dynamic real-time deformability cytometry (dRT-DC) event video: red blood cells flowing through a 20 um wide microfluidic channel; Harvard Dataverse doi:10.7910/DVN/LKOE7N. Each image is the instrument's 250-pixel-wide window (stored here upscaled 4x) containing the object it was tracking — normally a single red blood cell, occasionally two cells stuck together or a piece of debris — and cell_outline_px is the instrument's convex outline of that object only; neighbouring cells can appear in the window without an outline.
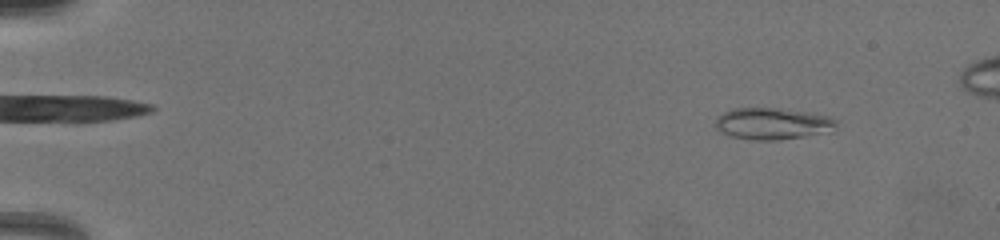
{"species": "common noctule bat (a hibernating species)", "species_latin": "Nyctalus noctula", "temperature_condition": "warm", "stored_images_in_passage": 33, "segment_of_instrument_passage": [1, 2], "camera_frame_rate_fps": 3000, "um_per_image_px": 0.085, "animal": {"sex": "female", "body_mass_g": 19.5, "forearm_length_mm": 54.1}, "frame": {"image": 1, "passage_image": 4, "time_ms": 1.333, "image_size_px": [1000, 240], "cell_outline_px": [[836, 132], [780, 140], [752, 140], [732, 136], [720, 132], [712, 124], [724, 112], [736, 108], [776, 108], [804, 112], [828, 116], [836, 120]], "centroid_in_image_um": [65.7, 10.53], "position_along_channel_um": 19.3, "area_um2": 22.48}}
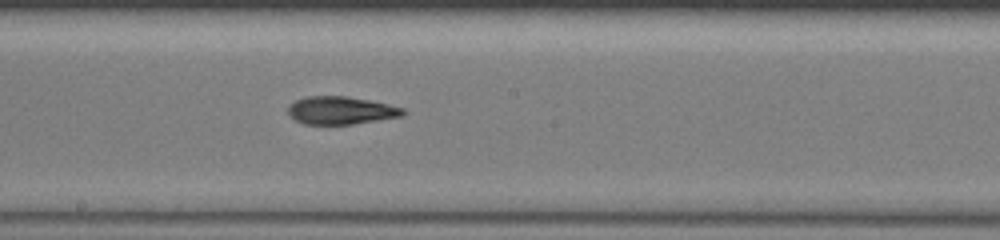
{"frame": {"image": 2, "passage_image": 15, "time_ms": 9.667, "image_size_px": [1000, 240], "cell_outline_px": [[408, 112], [400, 116], [352, 124], [304, 124], [296, 120], [288, 112], [288, 108], [296, 100], [308, 96], [348, 96], [388, 104], [404, 108]], "centroid_in_image_um": [29.0, 9.38], "position_along_channel_um": 219.2, "area_um2": 18.38}}
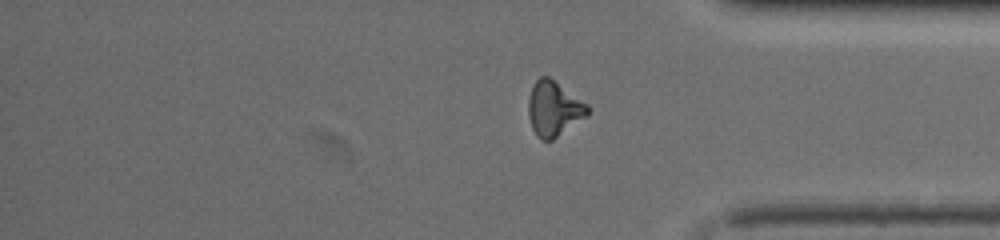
{"frame": {"image": 3, "passage_image": 25, "time_ms": 14.0, "image_size_px": [1000, 240], "cell_outline_px": [[588, 116], [552, 140], [540, 140], [536, 136], [532, 128], [528, 116], [528, 100], [532, 84], [540, 76], [548, 76], [588, 104]], "centroid_in_image_um": [47.06, 9.24], "position_along_channel_um": 388.1, "area_um2": 19.07}}